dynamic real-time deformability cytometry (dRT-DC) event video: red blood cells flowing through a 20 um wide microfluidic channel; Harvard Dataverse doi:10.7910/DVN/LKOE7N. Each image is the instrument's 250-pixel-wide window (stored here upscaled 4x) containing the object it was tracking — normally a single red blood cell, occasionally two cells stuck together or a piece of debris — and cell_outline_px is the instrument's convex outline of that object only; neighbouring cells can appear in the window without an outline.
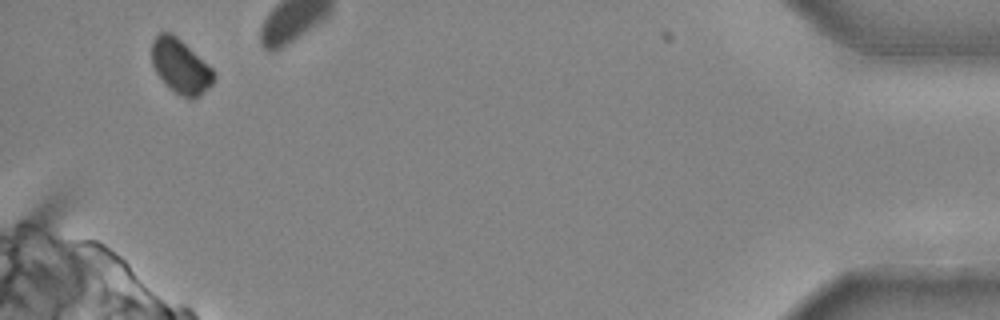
{"species": "common noctule bat (a hibernating species)", "species_latin": "Nyctalus noctula", "temperature_condition": "cold", "stored_images_in_passage": 22, "camera_frame_rate_fps": 3000, "um_per_image_px": 0.085, "animal": {"sex": "male", "body_mass_g": 20.4}, "frame": {"image": 1, "passage_image": 22, "time_ms": 7.0, "image_size_px": [1000, 320], "cell_outline_px": [[216, 76], [212, 84], [200, 96], [180, 96], [168, 88], [156, 72], [152, 64], [152, 40], [160, 32], [172, 32], [212, 68], [216, 72]], "centroid_in_image_um": [15.34, 5.62], "position_along_channel_um": 419.9, "area_um2": 19.54}}